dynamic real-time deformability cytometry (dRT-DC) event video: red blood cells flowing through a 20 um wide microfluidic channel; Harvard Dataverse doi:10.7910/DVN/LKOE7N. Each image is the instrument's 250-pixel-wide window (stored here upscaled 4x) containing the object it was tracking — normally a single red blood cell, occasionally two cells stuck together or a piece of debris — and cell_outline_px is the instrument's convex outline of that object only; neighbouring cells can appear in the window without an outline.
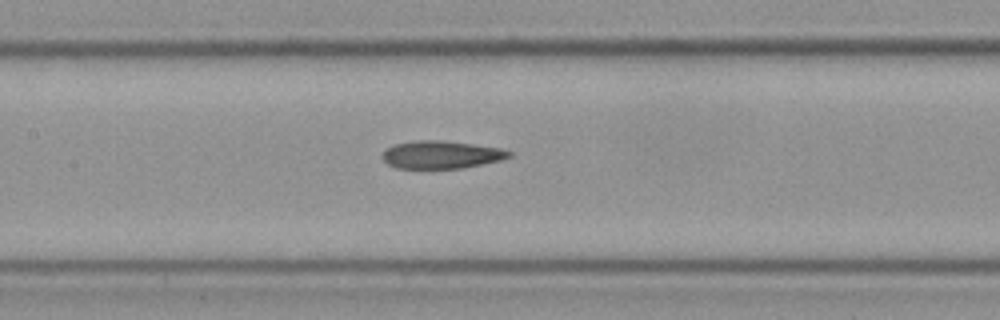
{"species": "Egyptian fruit bat (a non-hibernating species)", "species_latin": "Rousettus aegyptiacus", "temperature_condition": "cold", "stored_images_in_passage": 5, "segment_of_instrument_passage": [2, 2], "camera_frame_rate_fps": 3000, "um_per_image_px": 0.085, "frame": {"image": 1, "passage_image": 5, "time_ms": 1.333, "image_size_px": [1000, 320], "cell_outline_px": [[512, 156], [500, 160], [460, 168], [396, 168], [388, 164], [384, 160], [384, 148], [392, 144], [416, 140], [440, 140], [472, 144], [500, 148], [512, 152]], "centroid_in_image_um": [37.47, 13.14], "position_along_channel_um": 169.9, "area_um2": 20.35}}